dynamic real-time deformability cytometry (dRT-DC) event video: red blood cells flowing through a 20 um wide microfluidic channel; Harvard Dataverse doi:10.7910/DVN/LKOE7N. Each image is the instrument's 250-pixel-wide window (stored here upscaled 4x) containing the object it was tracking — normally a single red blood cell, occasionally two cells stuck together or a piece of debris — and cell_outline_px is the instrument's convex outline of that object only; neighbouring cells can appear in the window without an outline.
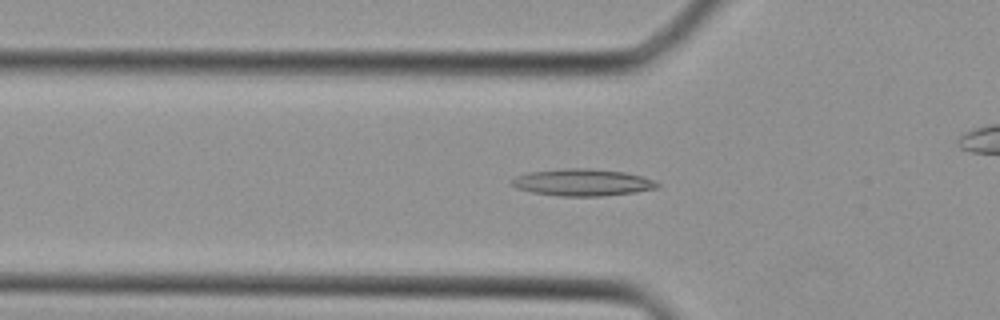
{"species": "Egyptian fruit bat (a non-hibernating species)", "species_latin": "Rousettus aegyptiacus", "temperature_condition": "cold", "stored_images_in_passage": 39, "camera_frame_rate_fps": 3000, "um_per_image_px": 0.085, "animal": {"sex": "female"}, "frame": {"image": 1, "passage_image": 12, "time_ms": 3.667, "image_size_px": [1000, 320], "cell_outline_px": [[660, 184], [656, 188], [636, 192], [604, 196], [560, 196], [532, 192], [516, 188], [508, 180], [516, 176], [528, 172], [564, 168], [588, 168], [624, 172], [640, 176], [652, 180]], "centroid_in_image_um": [49.46, 15.5], "position_along_channel_um": 76.3, "area_um2": 22.83}}
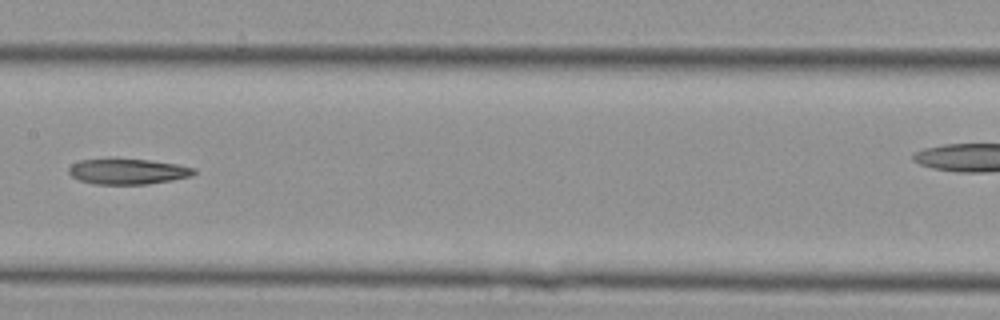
{"frame": {"image": 2, "passage_image": 19, "time_ms": 6.0, "image_size_px": [1000, 320], "cell_outline_px": [[196, 172], [192, 176], [172, 180], [148, 184], [92, 184], [80, 180], [72, 176], [68, 172], [68, 168], [72, 164], [80, 160], [148, 160], [176, 164], [196, 168]], "centroid_in_image_um": [10.89, 14.59], "position_along_channel_um": 196.5, "area_um2": 18.32}}
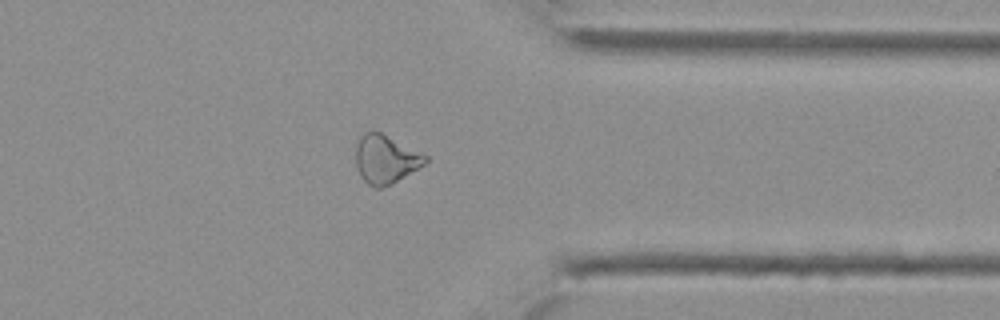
{"frame": {"image": 3, "passage_image": 30, "time_ms": 9.667, "image_size_px": [1000, 320], "cell_outline_px": [[428, 160], [424, 164], [392, 184], [380, 188], [376, 188], [368, 184], [360, 176], [356, 164], [356, 140], [364, 132], [380, 132], [428, 156]], "centroid_in_image_um": [32.75, 13.54], "position_along_channel_um": 378.7, "area_um2": 19.48}}